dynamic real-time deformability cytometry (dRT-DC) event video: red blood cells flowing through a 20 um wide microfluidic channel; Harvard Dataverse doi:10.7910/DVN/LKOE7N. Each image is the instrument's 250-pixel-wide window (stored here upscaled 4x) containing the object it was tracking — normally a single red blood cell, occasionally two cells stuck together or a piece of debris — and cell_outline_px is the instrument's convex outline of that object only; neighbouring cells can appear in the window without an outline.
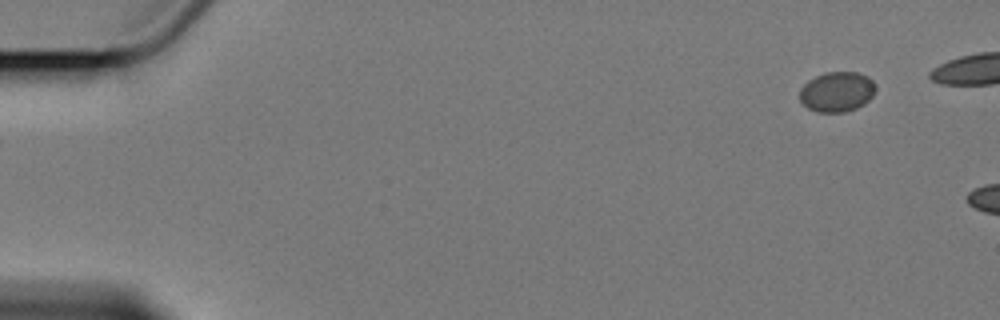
{"species": "Egyptian fruit bat (a non-hibernating species)", "species_latin": "Rousettus aegyptiacus", "temperature_condition": "cold", "stored_images_in_passage": 3, "camera_frame_rate_fps": 3000, "um_per_image_px": 0.085, "animal": {"sex": "female"}, "frame": {"image": 1, "passage_image": 3, "time_ms": 2.333, "image_size_px": [1000, 320], "cell_outline_px": [[876, 88], [872, 96], [864, 104], [856, 108], [844, 112], [820, 112], [808, 108], [800, 100], [800, 88], [808, 80], [824, 72], [856, 72], [868, 76], [872, 80]], "centroid_in_image_um": [71.14, 7.79], "position_along_channel_um": 13.9, "area_um2": 17.69}}